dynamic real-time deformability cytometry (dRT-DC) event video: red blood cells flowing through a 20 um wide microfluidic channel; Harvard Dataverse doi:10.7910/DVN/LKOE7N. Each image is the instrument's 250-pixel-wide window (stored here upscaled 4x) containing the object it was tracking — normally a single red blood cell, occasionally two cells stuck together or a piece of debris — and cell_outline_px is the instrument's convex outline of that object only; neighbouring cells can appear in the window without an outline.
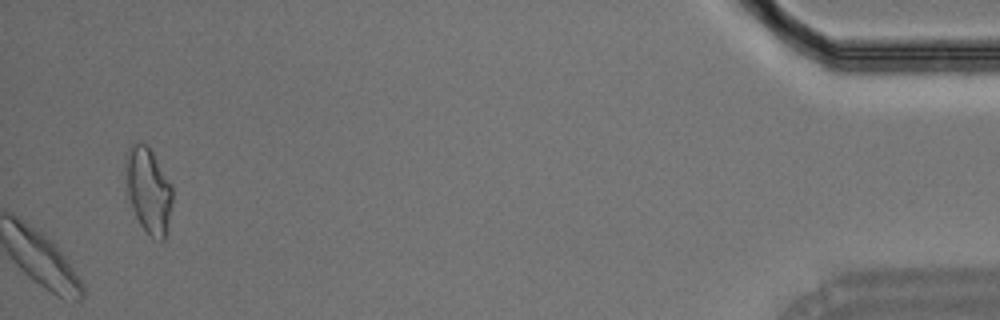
{"species": "Egyptian fruit bat (a non-hibernating species)", "species_latin": "Rousettus aegyptiacus", "temperature_condition": "room temperature", "stored_images_in_passage": 31, "camera_frame_rate_fps": 3000, "um_per_image_px": 0.085, "animal": {"sex": "male"}, "frame": {"image": 1, "passage_image": 31, "time_ms": 10.0, "image_size_px": [1000, 320], "cell_outline_px": [[172, 200], [164, 240], [160, 240], [152, 236], [140, 224], [132, 208], [128, 196], [124, 160], [124, 156], [128, 148], [136, 140], [140, 140], [148, 144], [172, 188]], "centroid_in_image_um": [12.57, 16.07], "position_along_channel_um": 422.6, "area_um2": 23.06}}